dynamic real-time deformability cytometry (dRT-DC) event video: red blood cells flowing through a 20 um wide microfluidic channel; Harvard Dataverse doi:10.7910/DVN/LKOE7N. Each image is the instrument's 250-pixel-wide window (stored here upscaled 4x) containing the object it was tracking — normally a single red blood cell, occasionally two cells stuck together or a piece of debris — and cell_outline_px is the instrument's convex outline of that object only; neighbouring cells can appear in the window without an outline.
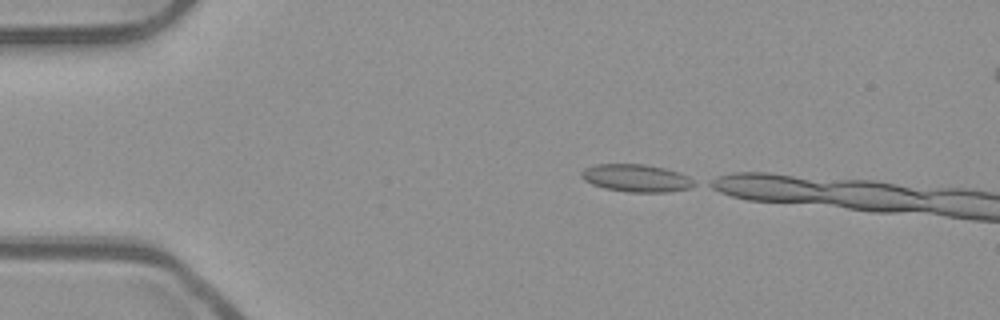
{"species": "common noctule bat (a hibernating species)", "species_latin": "Nyctalus noctula", "temperature_condition": "room temperature", "stored_images_in_passage": 7, "camera_frame_rate_fps": 3000, "um_per_image_px": 0.085, "animal": {"sex": "male", "body_mass_g": 23.1, "forearm_length_mm": 52.7}, "frame": {"image": 1, "passage_image": 1, "time_ms": 0.0, "image_size_px": [1000, 320], "cell_outline_px": [[696, 184], [688, 188], [668, 192], [628, 192], [604, 188], [592, 184], [584, 180], [580, 176], [580, 172], [584, 168], [596, 164], [644, 164], [664, 168], [680, 172], [696, 180]], "centroid_in_image_um": [54.08, 15.13], "position_along_channel_um": 30.9, "area_um2": 18.26}}